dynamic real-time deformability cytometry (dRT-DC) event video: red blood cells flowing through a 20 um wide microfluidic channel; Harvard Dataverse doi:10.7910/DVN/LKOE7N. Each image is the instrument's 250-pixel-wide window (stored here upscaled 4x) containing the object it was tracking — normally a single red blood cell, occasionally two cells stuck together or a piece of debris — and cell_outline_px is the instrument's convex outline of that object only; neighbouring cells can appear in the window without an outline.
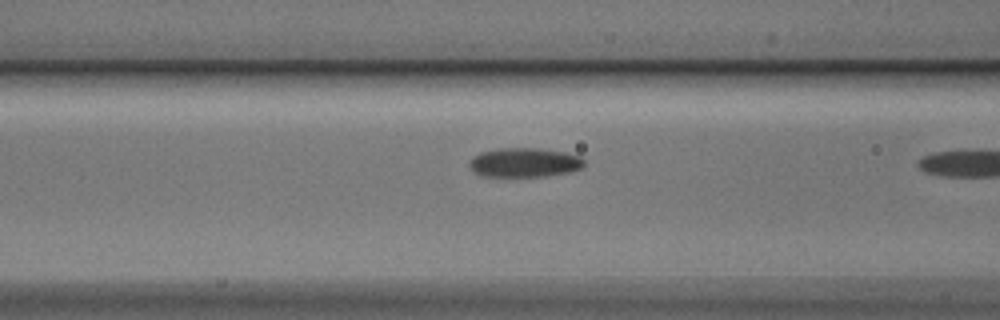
{"species": "Egyptian fruit bat (a non-hibernating species)", "species_latin": "Rousettus aegyptiacus", "temperature_condition": "cold", "stored_images_in_passage": 9, "camera_frame_rate_fps": 3000, "um_per_image_px": 0.085, "animal": {"sex": "male"}, "frame": {"image": 1, "passage_image": 8, "time_ms": 2.333, "image_size_px": [1000, 320], "cell_outline_px": [[584, 164], [580, 168], [568, 172], [544, 176], [480, 176], [468, 164], [472, 156], [480, 152], [500, 148], [536, 148], [564, 152], [580, 156], [584, 160]], "centroid_in_image_um": [44.55, 13.8], "position_along_channel_um": 122.1, "area_um2": 19.42}}